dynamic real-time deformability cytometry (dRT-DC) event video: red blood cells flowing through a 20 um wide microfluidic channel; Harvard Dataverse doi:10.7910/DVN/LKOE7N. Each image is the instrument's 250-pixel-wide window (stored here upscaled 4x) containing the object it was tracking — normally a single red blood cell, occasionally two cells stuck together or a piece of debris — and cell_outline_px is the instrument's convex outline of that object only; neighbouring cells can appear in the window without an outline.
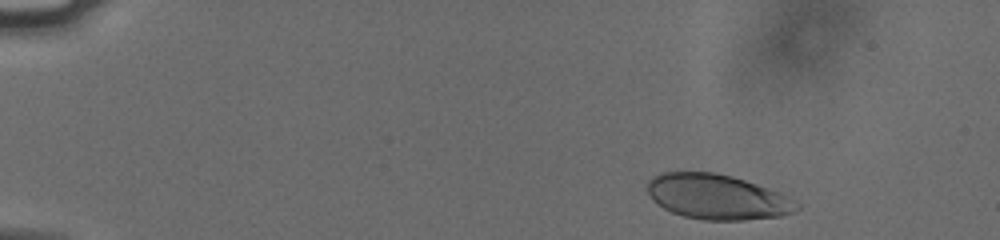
{"species": "human", "species_latin": "Homo sapiens", "temperature_condition": "cold", "stored_images_in_passage": 10, "camera_frame_rate_fps": 3000, "um_per_image_px": 0.085, "donor": {"sex": "male"}, "frame": {"image": 1, "passage_image": 1, "time_ms": 0.0, "image_size_px": [1000, 240], "cell_outline_px": [[800, 208], [792, 212], [780, 216], [744, 220], [704, 220], [684, 216], [672, 212], [664, 208], [652, 200], [648, 192], [648, 180], [652, 176], [664, 172], [716, 172], [732, 176], [780, 192], [800, 204]], "centroid_in_image_um": [60.95, 16.73], "position_along_channel_um": 24.0, "area_um2": 39.13}}
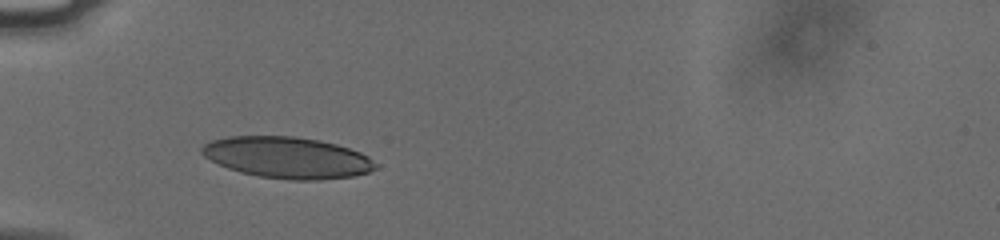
{"frame": {"image": 2, "passage_image": 9, "time_ms": 2.667, "image_size_px": [1000, 240], "cell_outline_px": [[380, 164], [376, 168], [368, 172], [352, 176], [320, 180], [288, 180], [256, 176], [240, 172], [228, 168], [204, 156], [200, 152], [200, 148], [204, 144], [212, 140], [228, 136], [292, 136], [320, 140], [336, 144], [360, 152], [368, 156]], "centroid_in_image_um": [24.44, 13.39], "position_along_channel_um": 60.6, "area_um2": 42.02}}